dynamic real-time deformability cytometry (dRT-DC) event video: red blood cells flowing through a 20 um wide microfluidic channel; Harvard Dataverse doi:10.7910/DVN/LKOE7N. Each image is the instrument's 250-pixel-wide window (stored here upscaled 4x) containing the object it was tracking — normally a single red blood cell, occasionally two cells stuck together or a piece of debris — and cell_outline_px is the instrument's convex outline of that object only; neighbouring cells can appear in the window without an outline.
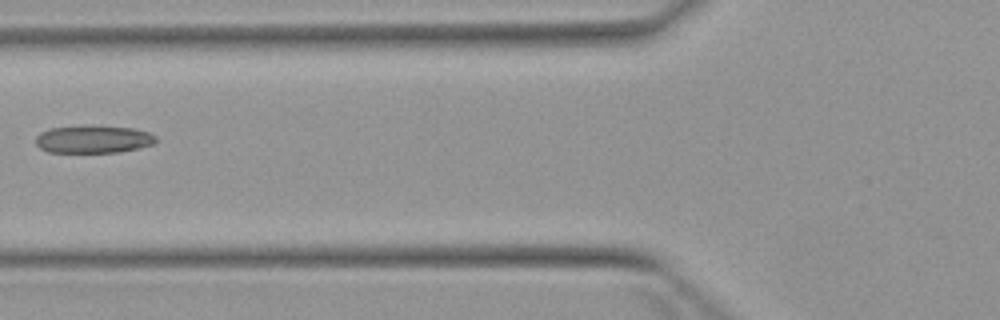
{"species": "Egyptian fruit bat (a non-hibernating species)", "species_latin": "Rousettus aegyptiacus", "temperature_condition": "warm", "stored_images_in_passage": 4, "camera_frame_rate_fps": 3000, "um_per_image_px": 0.085, "animal": {"sex": "female"}, "frame": {"image": 1, "passage_image": 3, "time_ms": 2.333, "image_size_px": [1000, 320], "cell_outline_px": [[156, 140], [152, 144], [140, 148], [120, 152], [48, 152], [40, 148], [36, 144], [36, 136], [40, 132], [52, 128], [80, 124], [84, 124], [132, 128], [148, 132], [156, 136]], "centroid_in_image_um": [7.91, 11.81], "position_along_channel_um": 117.9, "area_um2": 19.71}}
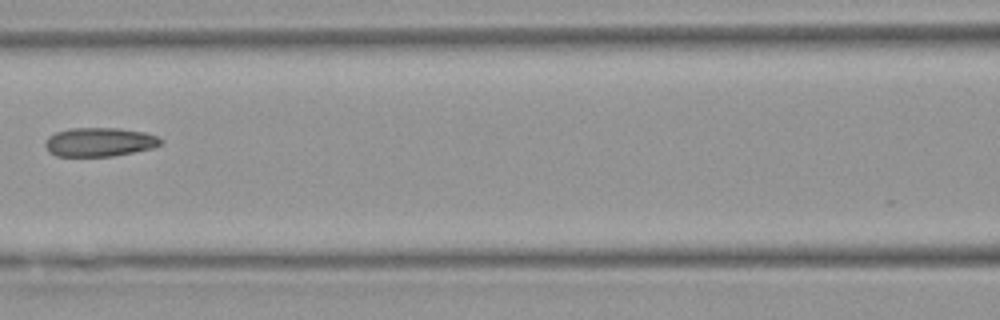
{"frame": {"image": 2, "passage_image": 4, "time_ms": 3.333, "image_size_px": [1000, 320], "cell_outline_px": [[164, 140], [160, 144], [152, 148], [112, 156], [56, 156], [48, 152], [44, 144], [48, 136], [56, 132], [72, 128], [120, 128], [144, 132], [156, 136]], "centroid_in_image_um": [8.43, 12.07], "position_along_channel_um": 158.2, "area_um2": 19.42}}